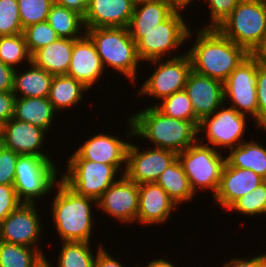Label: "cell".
<instances>
[{"instance_id": "d4e9b609", "label": "cell", "mask_w": 266, "mask_h": 267, "mask_svg": "<svg viewBox=\"0 0 266 267\" xmlns=\"http://www.w3.org/2000/svg\"><path fill=\"white\" fill-rule=\"evenodd\" d=\"M57 112L48 97L15 98L14 119L28 122L46 132L51 129Z\"/></svg>"}, {"instance_id": "c3c4849f", "label": "cell", "mask_w": 266, "mask_h": 267, "mask_svg": "<svg viewBox=\"0 0 266 267\" xmlns=\"http://www.w3.org/2000/svg\"><path fill=\"white\" fill-rule=\"evenodd\" d=\"M252 55L260 65L266 66V36L261 44L253 51Z\"/></svg>"}, {"instance_id": "83f0119b", "label": "cell", "mask_w": 266, "mask_h": 267, "mask_svg": "<svg viewBox=\"0 0 266 267\" xmlns=\"http://www.w3.org/2000/svg\"><path fill=\"white\" fill-rule=\"evenodd\" d=\"M87 90L89 88L71 76H53L48 99L56 112L65 111L80 104Z\"/></svg>"}, {"instance_id": "ac0fdd59", "label": "cell", "mask_w": 266, "mask_h": 267, "mask_svg": "<svg viewBox=\"0 0 266 267\" xmlns=\"http://www.w3.org/2000/svg\"><path fill=\"white\" fill-rule=\"evenodd\" d=\"M191 101L195 116L201 120L224 104V86L219 80L192 70L184 89Z\"/></svg>"}, {"instance_id": "b9f144b4", "label": "cell", "mask_w": 266, "mask_h": 267, "mask_svg": "<svg viewBox=\"0 0 266 267\" xmlns=\"http://www.w3.org/2000/svg\"><path fill=\"white\" fill-rule=\"evenodd\" d=\"M20 203L13 185L0 184V223L14 211Z\"/></svg>"}, {"instance_id": "f6af8a7d", "label": "cell", "mask_w": 266, "mask_h": 267, "mask_svg": "<svg viewBox=\"0 0 266 267\" xmlns=\"http://www.w3.org/2000/svg\"><path fill=\"white\" fill-rule=\"evenodd\" d=\"M15 69L0 61V92L13 91Z\"/></svg>"}, {"instance_id": "52a82bcc", "label": "cell", "mask_w": 266, "mask_h": 267, "mask_svg": "<svg viewBox=\"0 0 266 267\" xmlns=\"http://www.w3.org/2000/svg\"><path fill=\"white\" fill-rule=\"evenodd\" d=\"M52 158L19 155L15 166L14 188L21 203H34L36 198L49 195L60 180ZM58 172V173H57Z\"/></svg>"}, {"instance_id": "d6a6232c", "label": "cell", "mask_w": 266, "mask_h": 267, "mask_svg": "<svg viewBox=\"0 0 266 267\" xmlns=\"http://www.w3.org/2000/svg\"><path fill=\"white\" fill-rule=\"evenodd\" d=\"M0 61L14 69L23 61L26 64L31 62V55L27 50L23 33L0 36Z\"/></svg>"}, {"instance_id": "60d3db41", "label": "cell", "mask_w": 266, "mask_h": 267, "mask_svg": "<svg viewBox=\"0 0 266 267\" xmlns=\"http://www.w3.org/2000/svg\"><path fill=\"white\" fill-rule=\"evenodd\" d=\"M258 127L266 131V66L257 61Z\"/></svg>"}, {"instance_id": "4fadbf2b", "label": "cell", "mask_w": 266, "mask_h": 267, "mask_svg": "<svg viewBox=\"0 0 266 267\" xmlns=\"http://www.w3.org/2000/svg\"><path fill=\"white\" fill-rule=\"evenodd\" d=\"M140 150L130 143L124 175L136 184L156 182L160 174L177 159V153L159 147Z\"/></svg>"}, {"instance_id": "8992f818", "label": "cell", "mask_w": 266, "mask_h": 267, "mask_svg": "<svg viewBox=\"0 0 266 267\" xmlns=\"http://www.w3.org/2000/svg\"><path fill=\"white\" fill-rule=\"evenodd\" d=\"M217 29L252 54L266 36V0H240Z\"/></svg>"}, {"instance_id": "bcb514c9", "label": "cell", "mask_w": 266, "mask_h": 267, "mask_svg": "<svg viewBox=\"0 0 266 267\" xmlns=\"http://www.w3.org/2000/svg\"><path fill=\"white\" fill-rule=\"evenodd\" d=\"M266 255V252L262 255L252 256V258H234L224 262L222 267H259L260 260Z\"/></svg>"}, {"instance_id": "74e56055", "label": "cell", "mask_w": 266, "mask_h": 267, "mask_svg": "<svg viewBox=\"0 0 266 267\" xmlns=\"http://www.w3.org/2000/svg\"><path fill=\"white\" fill-rule=\"evenodd\" d=\"M17 0H0V36L23 33Z\"/></svg>"}, {"instance_id": "1f68e13d", "label": "cell", "mask_w": 266, "mask_h": 267, "mask_svg": "<svg viewBox=\"0 0 266 267\" xmlns=\"http://www.w3.org/2000/svg\"><path fill=\"white\" fill-rule=\"evenodd\" d=\"M42 254L40 249L0 241V267H32Z\"/></svg>"}, {"instance_id": "ffe728a7", "label": "cell", "mask_w": 266, "mask_h": 267, "mask_svg": "<svg viewBox=\"0 0 266 267\" xmlns=\"http://www.w3.org/2000/svg\"><path fill=\"white\" fill-rule=\"evenodd\" d=\"M178 206L156 182L139 185V202L136 223L146 225L166 224Z\"/></svg>"}, {"instance_id": "f546056e", "label": "cell", "mask_w": 266, "mask_h": 267, "mask_svg": "<svg viewBox=\"0 0 266 267\" xmlns=\"http://www.w3.org/2000/svg\"><path fill=\"white\" fill-rule=\"evenodd\" d=\"M47 22L60 38L78 39L86 32L83 16L56 2L51 5Z\"/></svg>"}, {"instance_id": "ba28073f", "label": "cell", "mask_w": 266, "mask_h": 267, "mask_svg": "<svg viewBox=\"0 0 266 267\" xmlns=\"http://www.w3.org/2000/svg\"><path fill=\"white\" fill-rule=\"evenodd\" d=\"M221 153L220 150L199 141L177 153V158L195 194L199 189L216 194L226 164V157Z\"/></svg>"}, {"instance_id": "5b68a950", "label": "cell", "mask_w": 266, "mask_h": 267, "mask_svg": "<svg viewBox=\"0 0 266 267\" xmlns=\"http://www.w3.org/2000/svg\"><path fill=\"white\" fill-rule=\"evenodd\" d=\"M182 12L175 10L151 31H128L136 42L137 53L143 63L170 55L172 50H179L180 45L193 37V30L187 25Z\"/></svg>"}, {"instance_id": "7bdbcfd3", "label": "cell", "mask_w": 266, "mask_h": 267, "mask_svg": "<svg viewBox=\"0 0 266 267\" xmlns=\"http://www.w3.org/2000/svg\"><path fill=\"white\" fill-rule=\"evenodd\" d=\"M15 98L12 91L0 92V127L13 118Z\"/></svg>"}, {"instance_id": "816d5d0a", "label": "cell", "mask_w": 266, "mask_h": 267, "mask_svg": "<svg viewBox=\"0 0 266 267\" xmlns=\"http://www.w3.org/2000/svg\"><path fill=\"white\" fill-rule=\"evenodd\" d=\"M32 267H55L48 261L45 254H42Z\"/></svg>"}, {"instance_id": "f5cc1de1", "label": "cell", "mask_w": 266, "mask_h": 267, "mask_svg": "<svg viewBox=\"0 0 266 267\" xmlns=\"http://www.w3.org/2000/svg\"><path fill=\"white\" fill-rule=\"evenodd\" d=\"M259 267H266V255L260 260Z\"/></svg>"}, {"instance_id": "d590c367", "label": "cell", "mask_w": 266, "mask_h": 267, "mask_svg": "<svg viewBox=\"0 0 266 267\" xmlns=\"http://www.w3.org/2000/svg\"><path fill=\"white\" fill-rule=\"evenodd\" d=\"M23 35L30 55L60 38L47 21L27 26Z\"/></svg>"}, {"instance_id": "e575fe53", "label": "cell", "mask_w": 266, "mask_h": 267, "mask_svg": "<svg viewBox=\"0 0 266 267\" xmlns=\"http://www.w3.org/2000/svg\"><path fill=\"white\" fill-rule=\"evenodd\" d=\"M227 210H234V212H240L242 215L250 217L266 215V180L253 191L236 200Z\"/></svg>"}, {"instance_id": "7c38bea8", "label": "cell", "mask_w": 266, "mask_h": 267, "mask_svg": "<svg viewBox=\"0 0 266 267\" xmlns=\"http://www.w3.org/2000/svg\"><path fill=\"white\" fill-rule=\"evenodd\" d=\"M224 86V102L229 99L234 108L240 114L252 117L255 126L258 127V102H257V60L249 54L230 73Z\"/></svg>"}, {"instance_id": "f907efd6", "label": "cell", "mask_w": 266, "mask_h": 267, "mask_svg": "<svg viewBox=\"0 0 266 267\" xmlns=\"http://www.w3.org/2000/svg\"><path fill=\"white\" fill-rule=\"evenodd\" d=\"M176 10L183 11L185 8L190 7L195 0H167Z\"/></svg>"}, {"instance_id": "d6986e66", "label": "cell", "mask_w": 266, "mask_h": 267, "mask_svg": "<svg viewBox=\"0 0 266 267\" xmlns=\"http://www.w3.org/2000/svg\"><path fill=\"white\" fill-rule=\"evenodd\" d=\"M136 0H87L85 28L128 27Z\"/></svg>"}, {"instance_id": "8d00e7d4", "label": "cell", "mask_w": 266, "mask_h": 267, "mask_svg": "<svg viewBox=\"0 0 266 267\" xmlns=\"http://www.w3.org/2000/svg\"><path fill=\"white\" fill-rule=\"evenodd\" d=\"M55 0H17L22 28L47 21Z\"/></svg>"}, {"instance_id": "f35d334b", "label": "cell", "mask_w": 266, "mask_h": 267, "mask_svg": "<svg viewBox=\"0 0 266 267\" xmlns=\"http://www.w3.org/2000/svg\"><path fill=\"white\" fill-rule=\"evenodd\" d=\"M240 0H206L210 11L211 22L205 25V28H217L220 23L226 19Z\"/></svg>"}, {"instance_id": "cb8c5ba5", "label": "cell", "mask_w": 266, "mask_h": 267, "mask_svg": "<svg viewBox=\"0 0 266 267\" xmlns=\"http://www.w3.org/2000/svg\"><path fill=\"white\" fill-rule=\"evenodd\" d=\"M176 9L167 0H136L128 31H151Z\"/></svg>"}, {"instance_id": "4dcf8cb0", "label": "cell", "mask_w": 266, "mask_h": 267, "mask_svg": "<svg viewBox=\"0 0 266 267\" xmlns=\"http://www.w3.org/2000/svg\"><path fill=\"white\" fill-rule=\"evenodd\" d=\"M61 244L57 267H94L96 255L93 256L90 242L71 241Z\"/></svg>"}, {"instance_id": "6da1fadb", "label": "cell", "mask_w": 266, "mask_h": 267, "mask_svg": "<svg viewBox=\"0 0 266 267\" xmlns=\"http://www.w3.org/2000/svg\"><path fill=\"white\" fill-rule=\"evenodd\" d=\"M127 119L128 136L153 142L154 147L180 153L198 141L200 121L174 119L150 105Z\"/></svg>"}, {"instance_id": "7a4b0ae2", "label": "cell", "mask_w": 266, "mask_h": 267, "mask_svg": "<svg viewBox=\"0 0 266 267\" xmlns=\"http://www.w3.org/2000/svg\"><path fill=\"white\" fill-rule=\"evenodd\" d=\"M195 33L194 44L186 52L190 56L192 70L200 75L224 83L230 73L249 55L242 46L226 38L217 28L201 26Z\"/></svg>"}, {"instance_id": "5bb4252c", "label": "cell", "mask_w": 266, "mask_h": 267, "mask_svg": "<svg viewBox=\"0 0 266 267\" xmlns=\"http://www.w3.org/2000/svg\"><path fill=\"white\" fill-rule=\"evenodd\" d=\"M39 216L36 203H20L0 223V241L29 246L43 252L38 246L43 230Z\"/></svg>"}, {"instance_id": "277c9868", "label": "cell", "mask_w": 266, "mask_h": 267, "mask_svg": "<svg viewBox=\"0 0 266 267\" xmlns=\"http://www.w3.org/2000/svg\"><path fill=\"white\" fill-rule=\"evenodd\" d=\"M86 34L95 44L104 68L110 66L128 81L136 83L139 64L142 63L136 42L126 27L85 28ZM136 80V81H135ZM135 81V82H134Z\"/></svg>"}, {"instance_id": "681fc988", "label": "cell", "mask_w": 266, "mask_h": 267, "mask_svg": "<svg viewBox=\"0 0 266 267\" xmlns=\"http://www.w3.org/2000/svg\"><path fill=\"white\" fill-rule=\"evenodd\" d=\"M137 267H139L138 264H136ZM146 267H176L173 262H169L168 260H164L163 258H157L152 261H149V264L146 265Z\"/></svg>"}, {"instance_id": "f1b7e54d", "label": "cell", "mask_w": 266, "mask_h": 267, "mask_svg": "<svg viewBox=\"0 0 266 267\" xmlns=\"http://www.w3.org/2000/svg\"><path fill=\"white\" fill-rule=\"evenodd\" d=\"M156 183L167 192L177 206L194 199L195 193L178 158L160 174Z\"/></svg>"}, {"instance_id": "db71d44e", "label": "cell", "mask_w": 266, "mask_h": 267, "mask_svg": "<svg viewBox=\"0 0 266 267\" xmlns=\"http://www.w3.org/2000/svg\"><path fill=\"white\" fill-rule=\"evenodd\" d=\"M2 146V134H1V129H0V147Z\"/></svg>"}, {"instance_id": "30bf717a", "label": "cell", "mask_w": 266, "mask_h": 267, "mask_svg": "<svg viewBox=\"0 0 266 267\" xmlns=\"http://www.w3.org/2000/svg\"><path fill=\"white\" fill-rule=\"evenodd\" d=\"M224 106L223 104L213 114L203 117L198 125V136H202L198 138V141L208 146L212 145L211 147L216 150H219V147L221 152L223 147L229 150L244 142L243 135L248 122L247 116L240 114L230 106L227 108ZM203 136L208 139L206 143L203 142Z\"/></svg>"}, {"instance_id": "836d02e7", "label": "cell", "mask_w": 266, "mask_h": 267, "mask_svg": "<svg viewBox=\"0 0 266 267\" xmlns=\"http://www.w3.org/2000/svg\"><path fill=\"white\" fill-rule=\"evenodd\" d=\"M154 106L166 116L186 121H200L193 110L185 90L178 91L164 98Z\"/></svg>"}, {"instance_id": "ee69618b", "label": "cell", "mask_w": 266, "mask_h": 267, "mask_svg": "<svg viewBox=\"0 0 266 267\" xmlns=\"http://www.w3.org/2000/svg\"><path fill=\"white\" fill-rule=\"evenodd\" d=\"M96 258L94 262V267H123L118 259L113 258L112 255L109 254V251L105 249L103 244H100L97 248ZM112 256V257H111Z\"/></svg>"}, {"instance_id": "2e32d148", "label": "cell", "mask_w": 266, "mask_h": 267, "mask_svg": "<svg viewBox=\"0 0 266 267\" xmlns=\"http://www.w3.org/2000/svg\"><path fill=\"white\" fill-rule=\"evenodd\" d=\"M129 144L127 140L101 132L84 141L75 152L73 151L69 160H90L113 165L119 171L124 169V175Z\"/></svg>"}, {"instance_id": "44dd1931", "label": "cell", "mask_w": 266, "mask_h": 267, "mask_svg": "<svg viewBox=\"0 0 266 267\" xmlns=\"http://www.w3.org/2000/svg\"><path fill=\"white\" fill-rule=\"evenodd\" d=\"M104 70L106 69L90 37L85 33L81 38L76 39L66 75L75 78L91 89L100 80Z\"/></svg>"}, {"instance_id": "e0dca14e", "label": "cell", "mask_w": 266, "mask_h": 267, "mask_svg": "<svg viewBox=\"0 0 266 267\" xmlns=\"http://www.w3.org/2000/svg\"><path fill=\"white\" fill-rule=\"evenodd\" d=\"M2 145L20 155H34L44 158H51L42 151L43 143L48 134L28 122L11 118L1 127Z\"/></svg>"}, {"instance_id": "7402d4cb", "label": "cell", "mask_w": 266, "mask_h": 267, "mask_svg": "<svg viewBox=\"0 0 266 267\" xmlns=\"http://www.w3.org/2000/svg\"><path fill=\"white\" fill-rule=\"evenodd\" d=\"M264 181L265 179L250 169L231 167L226 163L213 198L216 205L219 204L227 210L236 200L253 191Z\"/></svg>"}, {"instance_id": "9a60e30c", "label": "cell", "mask_w": 266, "mask_h": 267, "mask_svg": "<svg viewBox=\"0 0 266 267\" xmlns=\"http://www.w3.org/2000/svg\"><path fill=\"white\" fill-rule=\"evenodd\" d=\"M138 202L139 185L121 174L97 200V210L120 223L133 224L137 220Z\"/></svg>"}, {"instance_id": "4316f807", "label": "cell", "mask_w": 266, "mask_h": 267, "mask_svg": "<svg viewBox=\"0 0 266 267\" xmlns=\"http://www.w3.org/2000/svg\"><path fill=\"white\" fill-rule=\"evenodd\" d=\"M252 140H244L230 149V153L225 156L226 163L231 167L250 169L266 180V147Z\"/></svg>"}, {"instance_id": "603a6c76", "label": "cell", "mask_w": 266, "mask_h": 267, "mask_svg": "<svg viewBox=\"0 0 266 267\" xmlns=\"http://www.w3.org/2000/svg\"><path fill=\"white\" fill-rule=\"evenodd\" d=\"M59 38L31 55V62L53 76L66 75L69 69L74 41Z\"/></svg>"}, {"instance_id": "9c48e42d", "label": "cell", "mask_w": 266, "mask_h": 267, "mask_svg": "<svg viewBox=\"0 0 266 267\" xmlns=\"http://www.w3.org/2000/svg\"><path fill=\"white\" fill-rule=\"evenodd\" d=\"M164 59H154L148 61L155 66L154 72L145 79V82L137 91V95L150 96L158 101L172 95L175 92L185 89L188 77L192 72V62L189 54L167 57ZM157 67V68H156Z\"/></svg>"}, {"instance_id": "ab89813d", "label": "cell", "mask_w": 266, "mask_h": 267, "mask_svg": "<svg viewBox=\"0 0 266 267\" xmlns=\"http://www.w3.org/2000/svg\"><path fill=\"white\" fill-rule=\"evenodd\" d=\"M19 155L3 145L0 147V184H14L15 166Z\"/></svg>"}, {"instance_id": "7dc6e473", "label": "cell", "mask_w": 266, "mask_h": 267, "mask_svg": "<svg viewBox=\"0 0 266 267\" xmlns=\"http://www.w3.org/2000/svg\"><path fill=\"white\" fill-rule=\"evenodd\" d=\"M55 2L61 6L78 12L82 16L85 15L87 10V0H55Z\"/></svg>"}, {"instance_id": "8fae6325", "label": "cell", "mask_w": 266, "mask_h": 267, "mask_svg": "<svg viewBox=\"0 0 266 267\" xmlns=\"http://www.w3.org/2000/svg\"><path fill=\"white\" fill-rule=\"evenodd\" d=\"M60 179L77 194L96 201L118 179L119 171L109 164L90 160H67Z\"/></svg>"}, {"instance_id": "3957f363", "label": "cell", "mask_w": 266, "mask_h": 267, "mask_svg": "<svg viewBox=\"0 0 266 267\" xmlns=\"http://www.w3.org/2000/svg\"><path fill=\"white\" fill-rule=\"evenodd\" d=\"M54 188L57 194L50 201L51 216L59 238L63 242H90L95 225L92 207H97V201L77 194L61 179Z\"/></svg>"}, {"instance_id": "484cf974", "label": "cell", "mask_w": 266, "mask_h": 267, "mask_svg": "<svg viewBox=\"0 0 266 267\" xmlns=\"http://www.w3.org/2000/svg\"><path fill=\"white\" fill-rule=\"evenodd\" d=\"M28 65L29 70H22V72L19 70L18 73L19 68L15 69L13 94L20 98L48 97L53 75L32 62Z\"/></svg>"}]
</instances>
